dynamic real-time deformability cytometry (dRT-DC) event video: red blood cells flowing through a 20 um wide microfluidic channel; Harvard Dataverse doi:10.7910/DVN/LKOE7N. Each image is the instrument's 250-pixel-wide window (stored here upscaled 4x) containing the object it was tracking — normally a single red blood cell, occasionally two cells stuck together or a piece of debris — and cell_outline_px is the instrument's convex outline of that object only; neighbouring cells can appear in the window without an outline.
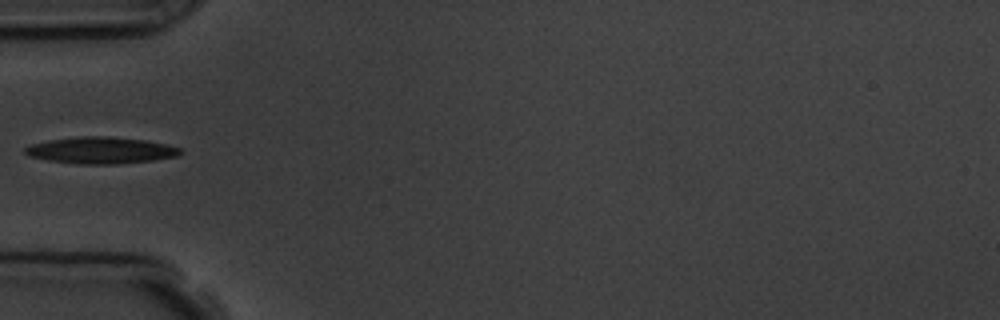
{"species": "common noctule bat (a hibernating species)", "species_latin": "Nyctalus noctula", "temperature_condition": "room temperature", "stored_images_in_passage": 5, "camera_frame_rate_fps": 3000, "um_per_image_px": 0.085, "animal": {"sex": "male", "body_mass_g": 19.5, "forearm_length_mm": 54.6}, "frame": {"image": 1, "passage_image": 4, "time_ms": 3.667, "image_size_px": [1000, 320], "cell_outline_px": [[184, 152], [176, 156], [152, 160], [116, 164], [80, 164], [48, 160], [28, 156], [24, 152], [24, 148], [32, 144], [48, 140], [80, 136], [108, 136], [144, 140], [168, 144], [180, 148]], "centroid_in_image_um": [8.57, 12.77], "position_along_channel_um": 76.4, "area_um2": 24.04}}